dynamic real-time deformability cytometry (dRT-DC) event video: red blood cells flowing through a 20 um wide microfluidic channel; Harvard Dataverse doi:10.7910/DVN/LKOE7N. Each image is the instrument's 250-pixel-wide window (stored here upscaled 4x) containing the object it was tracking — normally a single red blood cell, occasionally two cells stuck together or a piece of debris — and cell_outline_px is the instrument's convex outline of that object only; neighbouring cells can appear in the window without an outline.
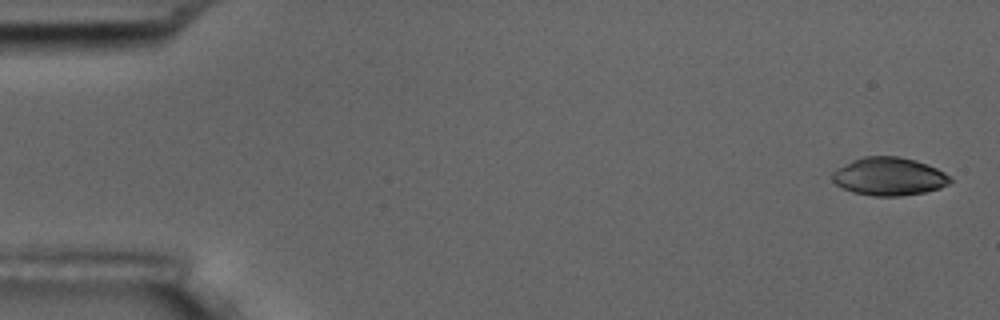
{"species": "common noctule bat (a hibernating species)", "species_latin": "Nyctalus noctula", "temperature_condition": "room temperature", "stored_images_in_passage": 5, "segment_of_instrument_passage": [2, 2], "camera_frame_rate_fps": 3000, "um_per_image_px": 0.085, "animal": {"sex": "male", "body_mass_g": 17.5, "forearm_length_mm": 52.3}, "frame": {"image": 1, "passage_image": 5, "time_ms": 4.667, "image_size_px": [1000, 320], "cell_outline_px": [[952, 180], [948, 184], [940, 188], [924, 192], [900, 196], [872, 196], [852, 192], [836, 184], [832, 180], [832, 172], [836, 168], [852, 160], [864, 156], [896, 156], [916, 160], [936, 168], [952, 176]], "centroid_in_image_um": [75.56, 15.0], "position_along_channel_um": 9.4, "area_um2": 26.24}}